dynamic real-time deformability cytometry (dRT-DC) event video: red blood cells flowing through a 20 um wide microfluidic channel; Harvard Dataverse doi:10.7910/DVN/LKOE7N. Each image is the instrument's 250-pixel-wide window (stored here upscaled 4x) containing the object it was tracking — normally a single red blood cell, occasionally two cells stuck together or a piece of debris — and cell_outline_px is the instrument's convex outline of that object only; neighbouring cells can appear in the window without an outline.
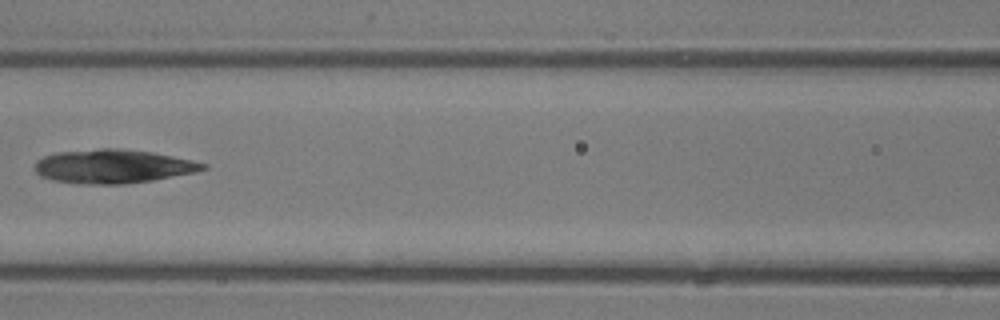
{"species": "common noctule bat (a hibernating species)", "species_latin": "Nyctalus noctula", "temperature_condition": "room temperature", "stored_images_in_passage": 6, "camera_frame_rate_fps": 3000, "um_per_image_px": 0.085, "animal": {"sex": "male", "body_mass_g": 13.3}, "frame": {"image": 1, "passage_image": 6, "time_ms": 1.667, "image_size_px": [1000, 320], "cell_outline_px": [[208, 168], [196, 172], [152, 180], [124, 184], [76, 184], [52, 180], [40, 176], [32, 168], [36, 160], [44, 156], [56, 152], [100, 148], [120, 148], [152, 152], [192, 160], [208, 164]], "centroid_in_image_um": [9.56, 14.14], "position_along_channel_um": 157.0, "area_um2": 33.47}}